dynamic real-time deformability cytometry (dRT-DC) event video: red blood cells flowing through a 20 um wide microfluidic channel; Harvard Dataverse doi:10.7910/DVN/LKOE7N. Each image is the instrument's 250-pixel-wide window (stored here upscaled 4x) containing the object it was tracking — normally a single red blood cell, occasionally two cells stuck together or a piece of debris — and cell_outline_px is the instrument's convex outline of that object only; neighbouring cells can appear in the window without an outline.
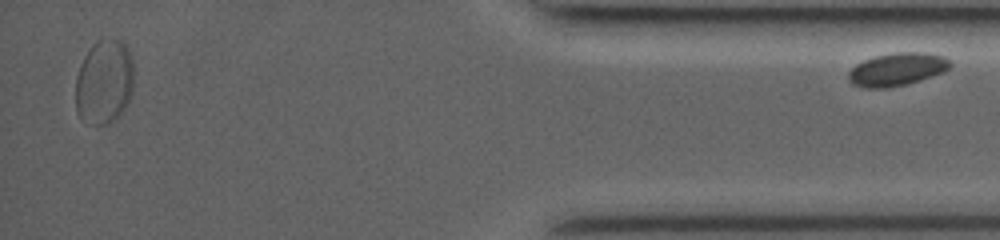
{"species": "common noctule bat (a hibernating species)", "species_latin": "Nyctalus noctula", "temperature_condition": "room temperature", "stored_images_in_passage": 31, "segment_of_instrument_passage": [2, 2], "camera_frame_rate_fps": 3500, "um_per_image_px": 0.085, "animal": {"sex": "female", "body_mass_g": 19.0, "forearm_length_mm": 53.3}, "frame": {"image": 1, "passage_image": 31, "time_ms": 14.286, "image_size_px": [1000, 240], "cell_outline_px": [[952, 64], [944, 72], [904, 84], [884, 88], [868, 88], [852, 84], [848, 80], [848, 72], [856, 64], [864, 60], [876, 56], [896, 52], [928, 52], [944, 56]], "centroid_in_image_um": [76.24, 5.88], "position_along_channel_um": 359.0, "area_um2": 19.31}}